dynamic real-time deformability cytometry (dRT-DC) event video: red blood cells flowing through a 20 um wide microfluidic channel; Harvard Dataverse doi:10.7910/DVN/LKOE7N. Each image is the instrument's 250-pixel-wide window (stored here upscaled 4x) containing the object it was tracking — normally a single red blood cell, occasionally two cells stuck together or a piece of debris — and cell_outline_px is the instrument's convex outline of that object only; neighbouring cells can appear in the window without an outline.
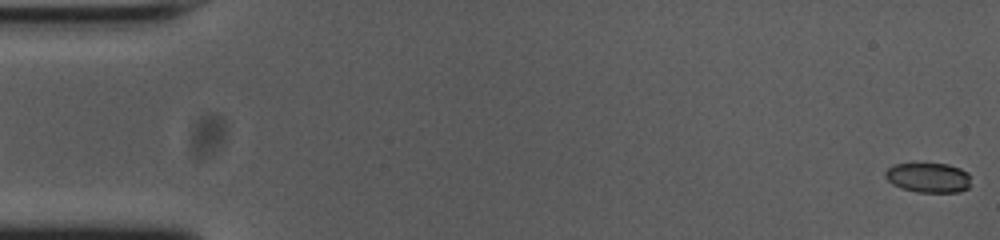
{"species": "common noctule bat (a hibernating species)", "species_latin": "Nyctalus noctula", "temperature_condition": "cold", "stored_images_in_passage": 13, "camera_frame_rate_fps": 3000, "um_per_image_px": 0.085, "animal": {"sex": "female", "body_mass_g": 23.0, "forearm_length_mm": 53.4}, "frame": {"image": 1, "passage_image": 1, "time_ms": 0.0, "image_size_px": [1000, 240], "cell_outline_px": [[968, 188], [960, 192], [916, 192], [900, 188], [892, 184], [884, 176], [884, 172], [892, 164], [948, 164], [960, 168], [968, 172]], "centroid_in_image_um": [78.87, 15.1], "position_along_channel_um": 6.1, "area_um2": 14.85}}